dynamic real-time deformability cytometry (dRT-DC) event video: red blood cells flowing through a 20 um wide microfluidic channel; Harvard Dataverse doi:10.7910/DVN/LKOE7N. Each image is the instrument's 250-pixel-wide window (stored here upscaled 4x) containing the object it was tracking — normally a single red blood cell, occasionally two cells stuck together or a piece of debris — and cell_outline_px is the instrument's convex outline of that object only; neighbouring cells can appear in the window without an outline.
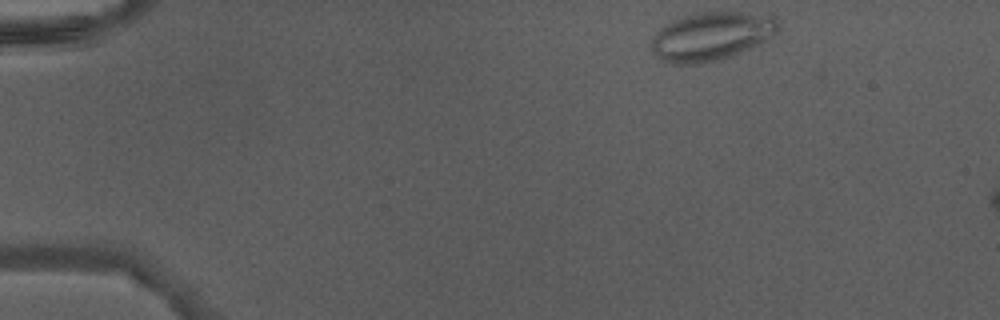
{"species": "Egyptian fruit bat (a non-hibernating species)", "species_latin": "Rousettus aegyptiacus", "temperature_condition": "warm", "stored_images_in_passage": 8, "camera_frame_rate_fps": 3000, "um_per_image_px": 0.085, "animal": {"sex": "male"}, "frame": {"image": 1, "passage_image": 1, "time_ms": 0.0, "image_size_px": [1000, 320], "cell_outline_px": [[780, 28], [772, 36], [732, 56], [720, 60], [696, 64], [672, 64], [660, 60], [652, 52], [652, 40], [656, 32], [660, 28], [672, 20], [684, 16], [704, 12], [740, 12], [772, 16], [776, 20]], "centroid_in_image_um": [60.42, 3.09], "position_along_channel_um": 24.6, "area_um2": 35.49}}